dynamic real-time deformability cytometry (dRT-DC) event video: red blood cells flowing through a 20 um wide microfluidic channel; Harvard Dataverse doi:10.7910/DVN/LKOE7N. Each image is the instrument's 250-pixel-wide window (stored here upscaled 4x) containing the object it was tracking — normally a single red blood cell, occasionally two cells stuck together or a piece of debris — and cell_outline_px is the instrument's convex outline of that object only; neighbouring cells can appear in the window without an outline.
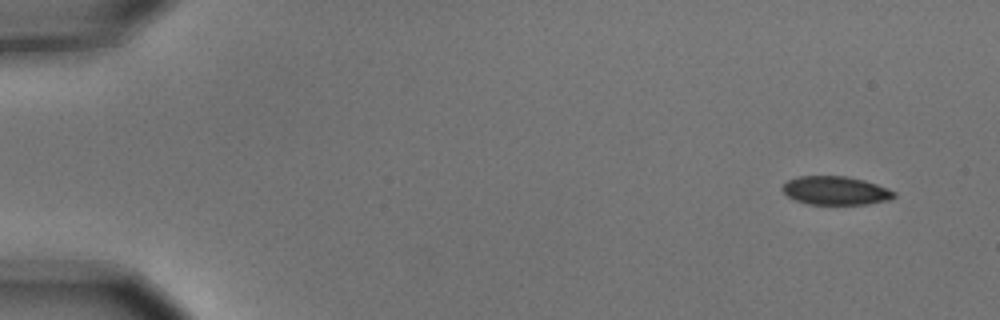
{"species": "common noctule bat (a hibernating species)", "species_latin": "Nyctalus noctula", "temperature_condition": "cold", "stored_images_in_passage": 4, "camera_frame_rate_fps": 3000, "um_per_image_px": 0.085, "animal": {"sex": "male", "body_mass_g": 15.6}, "frame": {"image": 1, "passage_image": 1, "time_ms": 0.0, "image_size_px": [1000, 320], "cell_outline_px": [[896, 196], [888, 200], [868, 204], [808, 204], [796, 200], [788, 196], [780, 188], [788, 180], [796, 176], [844, 176], [864, 180], [888, 188], [896, 192]], "centroid_in_image_um": [71.02, 16.2], "position_along_channel_um": 14.0, "area_um2": 18.55}}